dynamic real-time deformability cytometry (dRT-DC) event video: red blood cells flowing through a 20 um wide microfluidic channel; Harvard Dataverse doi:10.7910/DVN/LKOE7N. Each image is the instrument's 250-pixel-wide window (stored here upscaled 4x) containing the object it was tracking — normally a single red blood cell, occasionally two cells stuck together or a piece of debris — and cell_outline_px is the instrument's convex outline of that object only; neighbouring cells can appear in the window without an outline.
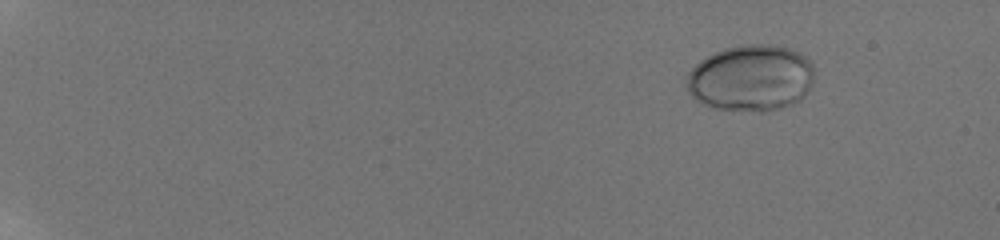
{"species": "human", "species_latin": "Homo sapiens", "temperature_condition": "room temperature", "stored_images_in_passage": 70, "camera_frame_rate_fps": 3000, "um_per_image_px": 0.085, "donor": {"sex": "male"}, "frame": {"image": 1, "passage_image": 1, "time_ms": 0.0, "image_size_px": [1000, 240], "cell_outline_px": [[812, 80], [804, 96], [800, 100], [792, 104], [768, 112], [760, 112], [716, 108], [704, 104], [696, 100], [688, 92], [684, 84], [684, 76], [700, 60], [724, 48], [744, 44], [768, 44], [788, 48], [800, 52], [812, 64]], "centroid_in_image_um": [63.78, 6.64], "position_along_channel_um": 21.2, "area_um2": 49.65}}
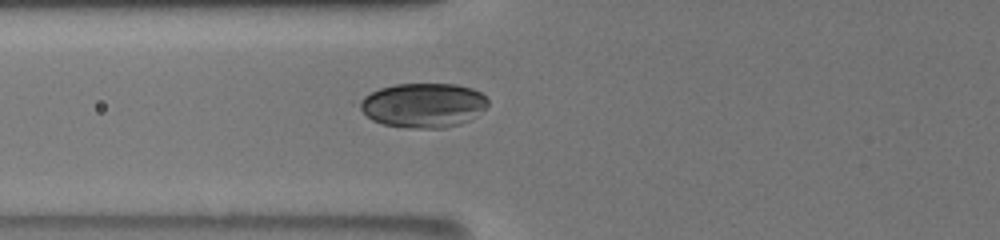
{"frame": {"image": 2, "passage_image": 26, "time_ms": 6.333, "image_size_px": [1000, 240], "cell_outline_px": [[488, 104], [484, 108], [468, 120], [460, 124], [444, 128], [412, 128], [384, 124], [372, 120], [360, 108], [360, 100], [364, 96], [380, 88], [396, 84], [456, 84], [472, 88], [480, 92], [488, 100]], "centroid_in_image_um": [35.98, 8.94], "position_along_channel_um": 89.8, "area_um2": 32.89}}
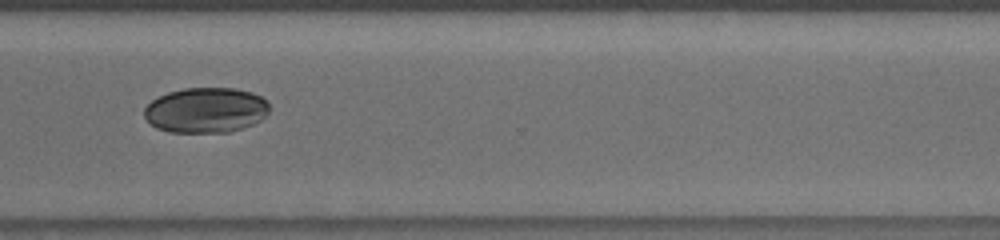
{"frame": {"image": 3, "passage_image": 58, "time_ms": 13.333, "image_size_px": [1000, 240], "cell_outline_px": [[268, 112], [260, 120], [252, 124], [228, 132], [168, 132], [156, 128], [144, 116], [144, 108], [152, 100], [168, 92], [184, 88], [236, 88], [252, 92], [268, 100]], "centroid_in_image_um": [17.49, 9.35], "position_along_channel_um": 353.1, "area_um2": 32.95}}